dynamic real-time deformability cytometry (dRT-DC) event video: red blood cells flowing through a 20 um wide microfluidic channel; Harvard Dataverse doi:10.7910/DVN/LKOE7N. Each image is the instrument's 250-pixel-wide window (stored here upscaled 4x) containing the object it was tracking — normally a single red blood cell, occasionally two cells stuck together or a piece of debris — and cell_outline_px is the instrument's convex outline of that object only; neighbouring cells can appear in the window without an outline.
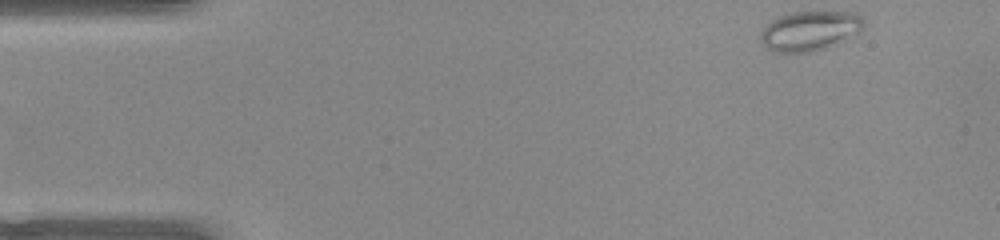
{"species": "common noctule bat (a hibernating species)", "species_latin": "Nyctalus noctula", "temperature_condition": "warm", "stored_images_in_passage": 49, "camera_frame_rate_fps": 3000, "um_per_image_px": 0.085, "animal": {"sex": "female", "body_mass_g": 22.0, "forearm_length_mm": 56.7}, "frame": {"image": 1, "passage_image": 1, "time_ms": 0.0, "image_size_px": [1000, 240], "cell_outline_px": [[864, 24], [856, 32], [824, 48], [812, 52], [776, 52], [768, 48], [760, 40], [760, 32], [764, 24], [780, 16], [792, 12], [856, 12], [864, 20]], "centroid_in_image_um": [68.75, 2.6], "position_along_channel_um": 16.2, "area_um2": 23.35}}
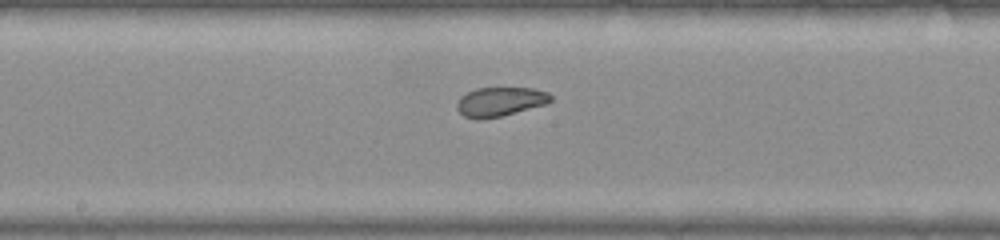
{"frame": {"image": 2, "passage_image": 23, "time_ms": 7.333, "image_size_px": [1000, 240], "cell_outline_px": [[552, 100], [548, 104], [500, 116], [480, 120], [464, 116], [456, 108], [456, 104], [460, 96], [476, 88], [532, 88], [548, 92], [552, 96]], "centroid_in_image_um": [42.51, 8.64], "position_along_channel_um": 205.7, "area_um2": 16.01}}
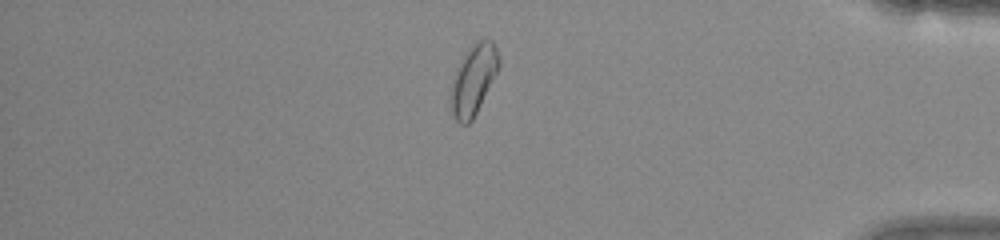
{"frame": {"image": 3, "passage_image": 40, "time_ms": 13.0, "image_size_px": [1000, 240], "cell_outline_px": [[500, 64], [472, 120], [468, 124], [460, 124], [456, 120], [452, 112], [452, 80], [456, 68], [468, 48], [476, 40], [492, 40], [496, 48], [500, 60]], "centroid_in_image_um": [40.24, 6.73], "position_along_channel_um": 395.0, "area_um2": 19.02}, "authors_computed_cell_mechanics": {"area_um2": 18.4382, "velocity_mm_per_s": 3.9299, "shape_relaxation_time_tau1_ms": null, "shape_relaxation_time_tau2_ms": 1.1003, "deformation_change_tau1": null, "deformation_change_tau2": 0.0559}}